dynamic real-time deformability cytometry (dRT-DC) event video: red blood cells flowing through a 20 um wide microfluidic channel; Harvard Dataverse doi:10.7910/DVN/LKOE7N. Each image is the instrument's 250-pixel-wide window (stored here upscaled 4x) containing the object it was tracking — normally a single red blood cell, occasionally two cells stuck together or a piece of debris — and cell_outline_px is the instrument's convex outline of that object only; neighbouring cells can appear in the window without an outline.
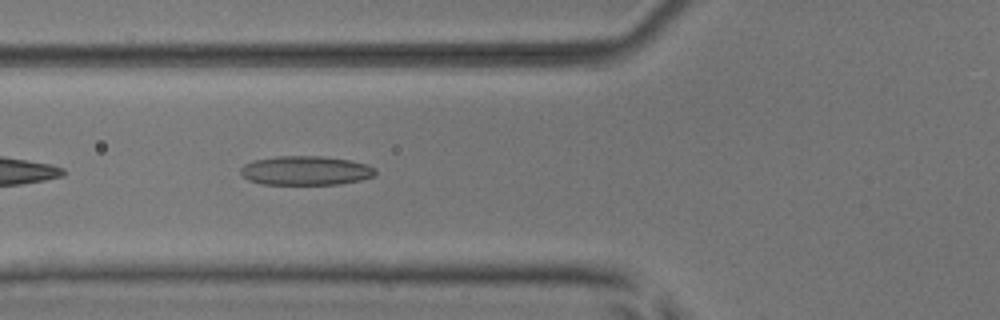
{"species": "common noctule bat (a hibernating species)", "species_latin": "Nyctalus noctula", "temperature_condition": "room temperature", "stored_images_in_passage": 6, "camera_frame_rate_fps": 3000, "um_per_image_px": 0.085, "animal": {"sex": "male", "body_mass_g": 17.9, "forearm_length_mm": 54.2}, "frame": {"image": 1, "passage_image": 6, "time_ms": 5.667, "image_size_px": [1000, 320], "cell_outline_px": [[376, 172], [372, 176], [360, 180], [340, 184], [260, 184], [248, 180], [240, 172], [240, 168], [244, 164], [252, 160], [276, 156], [320, 156], [348, 160], [368, 164], [376, 168]], "centroid_in_image_um": [25.96, 14.49], "position_along_channel_um": 99.8, "area_um2": 22.95}}